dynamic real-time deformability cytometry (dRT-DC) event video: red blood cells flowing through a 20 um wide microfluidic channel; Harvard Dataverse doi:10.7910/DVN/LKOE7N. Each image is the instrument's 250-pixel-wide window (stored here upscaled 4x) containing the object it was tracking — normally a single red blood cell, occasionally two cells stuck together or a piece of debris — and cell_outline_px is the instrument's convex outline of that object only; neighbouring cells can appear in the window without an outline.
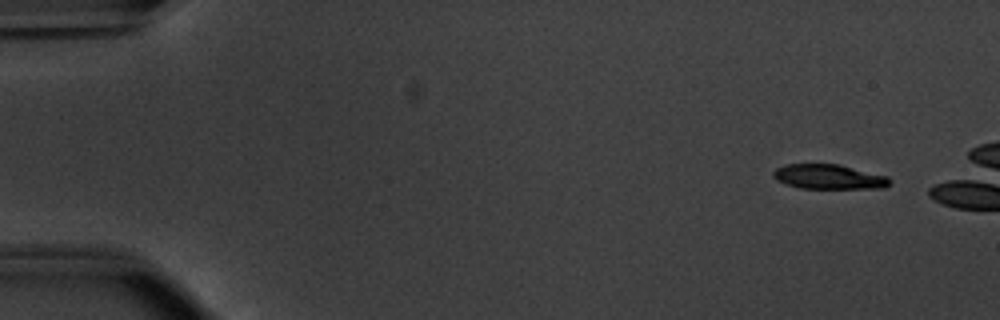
{"species": "common noctule bat (a hibernating species)", "species_latin": "Nyctalus noctula", "temperature_condition": "warm", "stored_images_in_passage": 45, "camera_frame_rate_fps": 3000, "um_per_image_px": 0.085, "animal": {"sex": "male", "body_mass_g": 20.1, "forearm_length_mm": 53.5}, "frame": {"image": 1, "passage_image": 1, "time_ms": 0.0, "image_size_px": [1000, 320], "cell_outline_px": [[892, 184], [884, 188], [800, 188], [776, 180], [772, 176], [772, 172], [776, 168], [788, 164], [840, 164], [888, 176], [892, 180]], "centroid_in_image_um": [70.5, 15.02], "position_along_channel_um": 14.5, "area_um2": 16.88}}
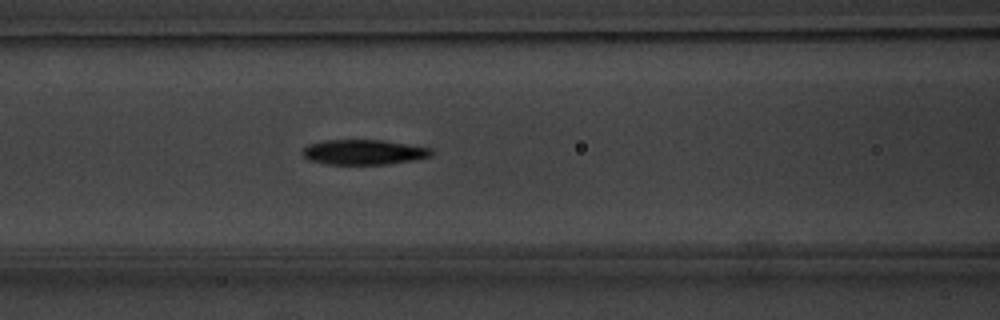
{"frame": {"image": 2, "passage_image": 20, "time_ms": 6.333, "image_size_px": [1000, 320], "cell_outline_px": [[436, 152], [432, 156], [412, 160], [388, 164], [328, 164], [308, 160], [300, 152], [308, 144], [324, 140], [384, 140], [432, 148]], "centroid_in_image_um": [30.93, 12.92], "position_along_channel_um": 135.7, "area_um2": 18.96}}
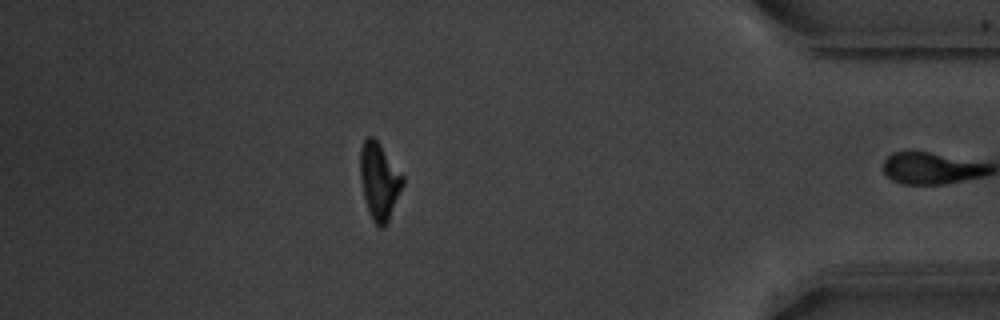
{"frame": {"image": 3, "passage_image": 44, "time_ms": 14.333, "image_size_px": [1000, 320], "cell_outline_px": [[404, 184], [388, 224], [384, 228], [380, 228], [372, 220], [368, 212], [364, 196], [360, 176], [360, 148], [364, 140], [368, 136], [372, 136], [380, 144], [404, 176]], "centroid_in_image_um": [32.25, 15.43], "position_along_channel_um": 402.9, "area_um2": 19.25}, "authors_computed_cell_mechanics": {"area_um2": 19.0162, "velocity_mm_per_s": 3.8201, "shape_relaxation_time_tau1_ms": 2.826, "shape_relaxation_time_tau2_ms": 6.3464, "deformation_change_tau1": 0.146, "deformation_change_tau2": 0.147}}